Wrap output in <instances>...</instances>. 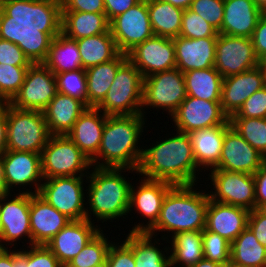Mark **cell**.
Wrapping results in <instances>:
<instances>
[{"label": "cell", "mask_w": 266, "mask_h": 267, "mask_svg": "<svg viewBox=\"0 0 266 267\" xmlns=\"http://www.w3.org/2000/svg\"><path fill=\"white\" fill-rule=\"evenodd\" d=\"M177 134L165 140L156 141L143 149L138 174L142 178L164 180L174 185L197 184L200 171L193 156V149L187 133Z\"/></svg>", "instance_id": "6da1fadb"}, {"label": "cell", "mask_w": 266, "mask_h": 267, "mask_svg": "<svg viewBox=\"0 0 266 267\" xmlns=\"http://www.w3.org/2000/svg\"><path fill=\"white\" fill-rule=\"evenodd\" d=\"M145 119L142 114L107 116L100 148L90 160L92 167L138 170L143 155L138 142Z\"/></svg>", "instance_id": "7a4b0ae2"}, {"label": "cell", "mask_w": 266, "mask_h": 267, "mask_svg": "<svg viewBox=\"0 0 266 267\" xmlns=\"http://www.w3.org/2000/svg\"><path fill=\"white\" fill-rule=\"evenodd\" d=\"M86 176L88 190L85 202L90 207H86V219L92 221V214L97 221L106 222L114 220L129 213L130 190L132 183L126 180L122 172L126 171L138 173L137 170L129 168H97L93 167ZM124 170V171H123ZM89 208V209H88ZM92 212V213H91ZM124 215V216H123Z\"/></svg>", "instance_id": "3957f363"}, {"label": "cell", "mask_w": 266, "mask_h": 267, "mask_svg": "<svg viewBox=\"0 0 266 267\" xmlns=\"http://www.w3.org/2000/svg\"><path fill=\"white\" fill-rule=\"evenodd\" d=\"M192 185H174L164 197L160 216L156 224L147 232L156 236L164 231L174 236L187 231H203L206 227V211L209 204L208 193L194 190Z\"/></svg>", "instance_id": "277c9868"}, {"label": "cell", "mask_w": 266, "mask_h": 267, "mask_svg": "<svg viewBox=\"0 0 266 267\" xmlns=\"http://www.w3.org/2000/svg\"><path fill=\"white\" fill-rule=\"evenodd\" d=\"M39 17L0 20V64L31 66L38 59Z\"/></svg>", "instance_id": "5b68a950"}, {"label": "cell", "mask_w": 266, "mask_h": 267, "mask_svg": "<svg viewBox=\"0 0 266 267\" xmlns=\"http://www.w3.org/2000/svg\"><path fill=\"white\" fill-rule=\"evenodd\" d=\"M144 77L136 66L127 59L117 70L114 81L104 100L96 107L107 116H145L143 103Z\"/></svg>", "instance_id": "8992f818"}, {"label": "cell", "mask_w": 266, "mask_h": 267, "mask_svg": "<svg viewBox=\"0 0 266 267\" xmlns=\"http://www.w3.org/2000/svg\"><path fill=\"white\" fill-rule=\"evenodd\" d=\"M38 59L53 74L83 69L76 40L63 34L45 15L39 17Z\"/></svg>", "instance_id": "52a82bcc"}, {"label": "cell", "mask_w": 266, "mask_h": 267, "mask_svg": "<svg viewBox=\"0 0 266 267\" xmlns=\"http://www.w3.org/2000/svg\"><path fill=\"white\" fill-rule=\"evenodd\" d=\"M6 149L41 154L51 136L43 111L20 110L6 103Z\"/></svg>", "instance_id": "ba28073f"}, {"label": "cell", "mask_w": 266, "mask_h": 267, "mask_svg": "<svg viewBox=\"0 0 266 267\" xmlns=\"http://www.w3.org/2000/svg\"><path fill=\"white\" fill-rule=\"evenodd\" d=\"M40 155L43 178L88 176L92 168L90 159L67 135H51Z\"/></svg>", "instance_id": "9c48e42d"}, {"label": "cell", "mask_w": 266, "mask_h": 267, "mask_svg": "<svg viewBox=\"0 0 266 267\" xmlns=\"http://www.w3.org/2000/svg\"><path fill=\"white\" fill-rule=\"evenodd\" d=\"M85 176L44 178L39 195L71 220L86 219Z\"/></svg>", "instance_id": "30bf717a"}, {"label": "cell", "mask_w": 266, "mask_h": 267, "mask_svg": "<svg viewBox=\"0 0 266 267\" xmlns=\"http://www.w3.org/2000/svg\"><path fill=\"white\" fill-rule=\"evenodd\" d=\"M186 97L184 73L178 68L144 78L142 108H160L172 116Z\"/></svg>", "instance_id": "8fae6325"}, {"label": "cell", "mask_w": 266, "mask_h": 267, "mask_svg": "<svg viewBox=\"0 0 266 267\" xmlns=\"http://www.w3.org/2000/svg\"><path fill=\"white\" fill-rule=\"evenodd\" d=\"M57 93L55 74L37 59L28 68L24 83L8 104L20 110L43 111Z\"/></svg>", "instance_id": "7c38bea8"}, {"label": "cell", "mask_w": 266, "mask_h": 267, "mask_svg": "<svg viewBox=\"0 0 266 267\" xmlns=\"http://www.w3.org/2000/svg\"><path fill=\"white\" fill-rule=\"evenodd\" d=\"M210 177L213 190L208 192L213 201L244 208H256L254 176L243 172H229L212 169Z\"/></svg>", "instance_id": "4fadbf2b"}, {"label": "cell", "mask_w": 266, "mask_h": 267, "mask_svg": "<svg viewBox=\"0 0 266 267\" xmlns=\"http://www.w3.org/2000/svg\"><path fill=\"white\" fill-rule=\"evenodd\" d=\"M19 192L13 199L11 193L0 197V215L2 230L0 235V248L15 246L14 242H17L22 237L29 238V246H32V234L30 227V194H33L32 189ZM13 243V244H12Z\"/></svg>", "instance_id": "5bb4252c"}, {"label": "cell", "mask_w": 266, "mask_h": 267, "mask_svg": "<svg viewBox=\"0 0 266 267\" xmlns=\"http://www.w3.org/2000/svg\"><path fill=\"white\" fill-rule=\"evenodd\" d=\"M117 47L121 53L127 54L137 44L154 36L147 0H141L126 12L116 16L109 26Z\"/></svg>", "instance_id": "9a60e30c"}, {"label": "cell", "mask_w": 266, "mask_h": 267, "mask_svg": "<svg viewBox=\"0 0 266 267\" xmlns=\"http://www.w3.org/2000/svg\"><path fill=\"white\" fill-rule=\"evenodd\" d=\"M260 65L251 38L219 33L216 40L215 69L223 78Z\"/></svg>", "instance_id": "2e32d148"}, {"label": "cell", "mask_w": 266, "mask_h": 267, "mask_svg": "<svg viewBox=\"0 0 266 267\" xmlns=\"http://www.w3.org/2000/svg\"><path fill=\"white\" fill-rule=\"evenodd\" d=\"M171 117L176 131L187 134L197 129L230 125L221 101H208L192 96H187Z\"/></svg>", "instance_id": "e0dca14e"}, {"label": "cell", "mask_w": 266, "mask_h": 267, "mask_svg": "<svg viewBox=\"0 0 266 267\" xmlns=\"http://www.w3.org/2000/svg\"><path fill=\"white\" fill-rule=\"evenodd\" d=\"M139 185L136 189L134 184L131 186L129 211L131 212L134 207V210L138 211L141 216L148 218V222L134 225L132 230H129L130 233H147L156 224L164 197L174 186L164 180L147 178H143Z\"/></svg>", "instance_id": "ac0fdd59"}, {"label": "cell", "mask_w": 266, "mask_h": 267, "mask_svg": "<svg viewBox=\"0 0 266 267\" xmlns=\"http://www.w3.org/2000/svg\"><path fill=\"white\" fill-rule=\"evenodd\" d=\"M128 59L143 77L176 68L173 38L153 36L127 53Z\"/></svg>", "instance_id": "d6986e66"}, {"label": "cell", "mask_w": 266, "mask_h": 267, "mask_svg": "<svg viewBox=\"0 0 266 267\" xmlns=\"http://www.w3.org/2000/svg\"><path fill=\"white\" fill-rule=\"evenodd\" d=\"M265 162L266 158L230 126L225 131L220 161L214 169L253 175Z\"/></svg>", "instance_id": "ffe728a7"}, {"label": "cell", "mask_w": 266, "mask_h": 267, "mask_svg": "<svg viewBox=\"0 0 266 267\" xmlns=\"http://www.w3.org/2000/svg\"><path fill=\"white\" fill-rule=\"evenodd\" d=\"M7 188L35 186L33 194H38L44 180L41 170V155L34 152L7 150L1 157Z\"/></svg>", "instance_id": "44dd1931"}, {"label": "cell", "mask_w": 266, "mask_h": 267, "mask_svg": "<svg viewBox=\"0 0 266 267\" xmlns=\"http://www.w3.org/2000/svg\"><path fill=\"white\" fill-rule=\"evenodd\" d=\"M100 230L87 219L72 220L45 245L65 267Z\"/></svg>", "instance_id": "7402d4cb"}, {"label": "cell", "mask_w": 266, "mask_h": 267, "mask_svg": "<svg viewBox=\"0 0 266 267\" xmlns=\"http://www.w3.org/2000/svg\"><path fill=\"white\" fill-rule=\"evenodd\" d=\"M44 15L63 34L75 40L106 33L110 26L105 13L45 11Z\"/></svg>", "instance_id": "603a6c76"}, {"label": "cell", "mask_w": 266, "mask_h": 267, "mask_svg": "<svg viewBox=\"0 0 266 267\" xmlns=\"http://www.w3.org/2000/svg\"><path fill=\"white\" fill-rule=\"evenodd\" d=\"M265 86V74L258 65L255 68L223 79L221 107L230 118L238 112L246 99Z\"/></svg>", "instance_id": "cb8c5ba5"}, {"label": "cell", "mask_w": 266, "mask_h": 267, "mask_svg": "<svg viewBox=\"0 0 266 267\" xmlns=\"http://www.w3.org/2000/svg\"><path fill=\"white\" fill-rule=\"evenodd\" d=\"M32 245H45L70 221L39 194H30Z\"/></svg>", "instance_id": "d4e9b609"}, {"label": "cell", "mask_w": 266, "mask_h": 267, "mask_svg": "<svg viewBox=\"0 0 266 267\" xmlns=\"http://www.w3.org/2000/svg\"><path fill=\"white\" fill-rule=\"evenodd\" d=\"M217 37L198 39L178 36L173 38L176 68L185 73L190 70L214 67Z\"/></svg>", "instance_id": "484cf974"}, {"label": "cell", "mask_w": 266, "mask_h": 267, "mask_svg": "<svg viewBox=\"0 0 266 267\" xmlns=\"http://www.w3.org/2000/svg\"><path fill=\"white\" fill-rule=\"evenodd\" d=\"M248 210L213 201L209 198L206 211V229L233 242L247 227Z\"/></svg>", "instance_id": "4316f807"}, {"label": "cell", "mask_w": 266, "mask_h": 267, "mask_svg": "<svg viewBox=\"0 0 266 267\" xmlns=\"http://www.w3.org/2000/svg\"><path fill=\"white\" fill-rule=\"evenodd\" d=\"M263 12L254 0H224V16L218 33L251 38Z\"/></svg>", "instance_id": "83f0119b"}, {"label": "cell", "mask_w": 266, "mask_h": 267, "mask_svg": "<svg viewBox=\"0 0 266 267\" xmlns=\"http://www.w3.org/2000/svg\"><path fill=\"white\" fill-rule=\"evenodd\" d=\"M106 118L98 108L87 107L67 134L90 160L100 148Z\"/></svg>", "instance_id": "f1b7e54d"}, {"label": "cell", "mask_w": 266, "mask_h": 267, "mask_svg": "<svg viewBox=\"0 0 266 267\" xmlns=\"http://www.w3.org/2000/svg\"><path fill=\"white\" fill-rule=\"evenodd\" d=\"M86 108L81 100L58 92L43 110L50 135H67Z\"/></svg>", "instance_id": "f546056e"}, {"label": "cell", "mask_w": 266, "mask_h": 267, "mask_svg": "<svg viewBox=\"0 0 266 267\" xmlns=\"http://www.w3.org/2000/svg\"><path fill=\"white\" fill-rule=\"evenodd\" d=\"M230 126L219 125L197 129L188 133L193 149V156L199 169L209 170L208 168L211 167L210 169L212 170L218 165L223 147L224 134Z\"/></svg>", "instance_id": "4dcf8cb0"}, {"label": "cell", "mask_w": 266, "mask_h": 267, "mask_svg": "<svg viewBox=\"0 0 266 267\" xmlns=\"http://www.w3.org/2000/svg\"><path fill=\"white\" fill-rule=\"evenodd\" d=\"M128 59L120 53L115 59L86 69L87 107H97L112 85L118 68Z\"/></svg>", "instance_id": "1f68e13d"}, {"label": "cell", "mask_w": 266, "mask_h": 267, "mask_svg": "<svg viewBox=\"0 0 266 267\" xmlns=\"http://www.w3.org/2000/svg\"><path fill=\"white\" fill-rule=\"evenodd\" d=\"M84 70L115 59L121 52L110 29L103 34L76 40Z\"/></svg>", "instance_id": "d6a6232c"}, {"label": "cell", "mask_w": 266, "mask_h": 267, "mask_svg": "<svg viewBox=\"0 0 266 267\" xmlns=\"http://www.w3.org/2000/svg\"><path fill=\"white\" fill-rule=\"evenodd\" d=\"M125 242L132 248L135 267H171L170 252L165 246L166 252H162L156 244L160 245L153 236L147 233H128ZM161 250V251H160ZM168 251V252H167ZM168 255V256H167Z\"/></svg>", "instance_id": "836d02e7"}, {"label": "cell", "mask_w": 266, "mask_h": 267, "mask_svg": "<svg viewBox=\"0 0 266 267\" xmlns=\"http://www.w3.org/2000/svg\"><path fill=\"white\" fill-rule=\"evenodd\" d=\"M147 7L154 36L175 38L180 35L183 9L163 0H147Z\"/></svg>", "instance_id": "e575fe53"}, {"label": "cell", "mask_w": 266, "mask_h": 267, "mask_svg": "<svg viewBox=\"0 0 266 267\" xmlns=\"http://www.w3.org/2000/svg\"><path fill=\"white\" fill-rule=\"evenodd\" d=\"M223 79L215 67L187 71L184 73L187 96L221 101Z\"/></svg>", "instance_id": "d590c367"}, {"label": "cell", "mask_w": 266, "mask_h": 267, "mask_svg": "<svg viewBox=\"0 0 266 267\" xmlns=\"http://www.w3.org/2000/svg\"><path fill=\"white\" fill-rule=\"evenodd\" d=\"M171 267H191L204 258L202 231H187L170 236ZM172 247V248H171Z\"/></svg>", "instance_id": "8d00e7d4"}, {"label": "cell", "mask_w": 266, "mask_h": 267, "mask_svg": "<svg viewBox=\"0 0 266 267\" xmlns=\"http://www.w3.org/2000/svg\"><path fill=\"white\" fill-rule=\"evenodd\" d=\"M230 260L243 267H266V247L246 227L231 243Z\"/></svg>", "instance_id": "74e56055"}, {"label": "cell", "mask_w": 266, "mask_h": 267, "mask_svg": "<svg viewBox=\"0 0 266 267\" xmlns=\"http://www.w3.org/2000/svg\"><path fill=\"white\" fill-rule=\"evenodd\" d=\"M112 243L105 237L103 230H100L65 267L106 265L108 250Z\"/></svg>", "instance_id": "f35d334b"}, {"label": "cell", "mask_w": 266, "mask_h": 267, "mask_svg": "<svg viewBox=\"0 0 266 267\" xmlns=\"http://www.w3.org/2000/svg\"><path fill=\"white\" fill-rule=\"evenodd\" d=\"M230 125L266 158V118L230 117Z\"/></svg>", "instance_id": "ab89813d"}, {"label": "cell", "mask_w": 266, "mask_h": 267, "mask_svg": "<svg viewBox=\"0 0 266 267\" xmlns=\"http://www.w3.org/2000/svg\"><path fill=\"white\" fill-rule=\"evenodd\" d=\"M29 67L0 64V104L9 103L14 98Z\"/></svg>", "instance_id": "60d3db41"}, {"label": "cell", "mask_w": 266, "mask_h": 267, "mask_svg": "<svg viewBox=\"0 0 266 267\" xmlns=\"http://www.w3.org/2000/svg\"><path fill=\"white\" fill-rule=\"evenodd\" d=\"M58 92L81 100L87 106L86 71L73 70L55 74Z\"/></svg>", "instance_id": "b9f144b4"}, {"label": "cell", "mask_w": 266, "mask_h": 267, "mask_svg": "<svg viewBox=\"0 0 266 267\" xmlns=\"http://www.w3.org/2000/svg\"><path fill=\"white\" fill-rule=\"evenodd\" d=\"M203 254L204 258L226 264L231 258V242L217 233L202 231Z\"/></svg>", "instance_id": "7bdbcfd3"}, {"label": "cell", "mask_w": 266, "mask_h": 267, "mask_svg": "<svg viewBox=\"0 0 266 267\" xmlns=\"http://www.w3.org/2000/svg\"><path fill=\"white\" fill-rule=\"evenodd\" d=\"M218 31L190 8L184 10L180 35L185 38L198 39L218 37Z\"/></svg>", "instance_id": "ee69618b"}, {"label": "cell", "mask_w": 266, "mask_h": 267, "mask_svg": "<svg viewBox=\"0 0 266 267\" xmlns=\"http://www.w3.org/2000/svg\"><path fill=\"white\" fill-rule=\"evenodd\" d=\"M44 12L32 0H0V20L31 19Z\"/></svg>", "instance_id": "f6af8a7d"}, {"label": "cell", "mask_w": 266, "mask_h": 267, "mask_svg": "<svg viewBox=\"0 0 266 267\" xmlns=\"http://www.w3.org/2000/svg\"><path fill=\"white\" fill-rule=\"evenodd\" d=\"M190 9L219 32L224 16V0H193Z\"/></svg>", "instance_id": "bcb514c9"}, {"label": "cell", "mask_w": 266, "mask_h": 267, "mask_svg": "<svg viewBox=\"0 0 266 267\" xmlns=\"http://www.w3.org/2000/svg\"><path fill=\"white\" fill-rule=\"evenodd\" d=\"M231 117L266 118V86L250 95Z\"/></svg>", "instance_id": "7dc6e473"}, {"label": "cell", "mask_w": 266, "mask_h": 267, "mask_svg": "<svg viewBox=\"0 0 266 267\" xmlns=\"http://www.w3.org/2000/svg\"><path fill=\"white\" fill-rule=\"evenodd\" d=\"M46 11L105 13L104 0H55Z\"/></svg>", "instance_id": "c3c4849f"}, {"label": "cell", "mask_w": 266, "mask_h": 267, "mask_svg": "<svg viewBox=\"0 0 266 267\" xmlns=\"http://www.w3.org/2000/svg\"><path fill=\"white\" fill-rule=\"evenodd\" d=\"M26 267H64L46 245L28 246Z\"/></svg>", "instance_id": "681fc988"}, {"label": "cell", "mask_w": 266, "mask_h": 267, "mask_svg": "<svg viewBox=\"0 0 266 267\" xmlns=\"http://www.w3.org/2000/svg\"><path fill=\"white\" fill-rule=\"evenodd\" d=\"M106 267H135L132 248L123 240L120 245L113 242L108 250Z\"/></svg>", "instance_id": "f907efd6"}, {"label": "cell", "mask_w": 266, "mask_h": 267, "mask_svg": "<svg viewBox=\"0 0 266 267\" xmlns=\"http://www.w3.org/2000/svg\"><path fill=\"white\" fill-rule=\"evenodd\" d=\"M255 54L259 61L266 59V14H263L254 29L251 37Z\"/></svg>", "instance_id": "816d5d0a"}, {"label": "cell", "mask_w": 266, "mask_h": 267, "mask_svg": "<svg viewBox=\"0 0 266 267\" xmlns=\"http://www.w3.org/2000/svg\"><path fill=\"white\" fill-rule=\"evenodd\" d=\"M247 227L253 232L260 244L266 247V216L257 208L249 212Z\"/></svg>", "instance_id": "f5cc1de1"}, {"label": "cell", "mask_w": 266, "mask_h": 267, "mask_svg": "<svg viewBox=\"0 0 266 267\" xmlns=\"http://www.w3.org/2000/svg\"><path fill=\"white\" fill-rule=\"evenodd\" d=\"M141 0H104L105 14L110 22L116 16L126 12Z\"/></svg>", "instance_id": "db71d44e"}, {"label": "cell", "mask_w": 266, "mask_h": 267, "mask_svg": "<svg viewBox=\"0 0 266 267\" xmlns=\"http://www.w3.org/2000/svg\"><path fill=\"white\" fill-rule=\"evenodd\" d=\"M256 208L266 202V162L254 174Z\"/></svg>", "instance_id": "11a10c76"}, {"label": "cell", "mask_w": 266, "mask_h": 267, "mask_svg": "<svg viewBox=\"0 0 266 267\" xmlns=\"http://www.w3.org/2000/svg\"><path fill=\"white\" fill-rule=\"evenodd\" d=\"M6 103L0 104V157L7 151L6 149Z\"/></svg>", "instance_id": "9f6ffc18"}, {"label": "cell", "mask_w": 266, "mask_h": 267, "mask_svg": "<svg viewBox=\"0 0 266 267\" xmlns=\"http://www.w3.org/2000/svg\"><path fill=\"white\" fill-rule=\"evenodd\" d=\"M0 267H16L15 251L8 248H0Z\"/></svg>", "instance_id": "6f0895ef"}, {"label": "cell", "mask_w": 266, "mask_h": 267, "mask_svg": "<svg viewBox=\"0 0 266 267\" xmlns=\"http://www.w3.org/2000/svg\"><path fill=\"white\" fill-rule=\"evenodd\" d=\"M10 194L8 188H7V183L5 180V173H4V167L3 163L0 158V197Z\"/></svg>", "instance_id": "680465c9"}, {"label": "cell", "mask_w": 266, "mask_h": 267, "mask_svg": "<svg viewBox=\"0 0 266 267\" xmlns=\"http://www.w3.org/2000/svg\"><path fill=\"white\" fill-rule=\"evenodd\" d=\"M15 265L16 267H26V250L19 251L15 249Z\"/></svg>", "instance_id": "91938a15"}, {"label": "cell", "mask_w": 266, "mask_h": 267, "mask_svg": "<svg viewBox=\"0 0 266 267\" xmlns=\"http://www.w3.org/2000/svg\"><path fill=\"white\" fill-rule=\"evenodd\" d=\"M163 1L169 2L174 7L186 10L190 8L193 0H163Z\"/></svg>", "instance_id": "94428289"}, {"label": "cell", "mask_w": 266, "mask_h": 267, "mask_svg": "<svg viewBox=\"0 0 266 267\" xmlns=\"http://www.w3.org/2000/svg\"><path fill=\"white\" fill-rule=\"evenodd\" d=\"M221 266H222V264H220L218 262L203 258L191 267H221Z\"/></svg>", "instance_id": "6125c7cd"}, {"label": "cell", "mask_w": 266, "mask_h": 267, "mask_svg": "<svg viewBox=\"0 0 266 267\" xmlns=\"http://www.w3.org/2000/svg\"><path fill=\"white\" fill-rule=\"evenodd\" d=\"M43 12H45L55 0H32Z\"/></svg>", "instance_id": "be15d7a7"}, {"label": "cell", "mask_w": 266, "mask_h": 267, "mask_svg": "<svg viewBox=\"0 0 266 267\" xmlns=\"http://www.w3.org/2000/svg\"><path fill=\"white\" fill-rule=\"evenodd\" d=\"M254 2L263 14H266V0H254Z\"/></svg>", "instance_id": "e7e4bbea"}, {"label": "cell", "mask_w": 266, "mask_h": 267, "mask_svg": "<svg viewBox=\"0 0 266 267\" xmlns=\"http://www.w3.org/2000/svg\"><path fill=\"white\" fill-rule=\"evenodd\" d=\"M221 267H243L241 265H237L235 263H233L231 260L229 262H227L226 264H222Z\"/></svg>", "instance_id": "03108f58"}, {"label": "cell", "mask_w": 266, "mask_h": 267, "mask_svg": "<svg viewBox=\"0 0 266 267\" xmlns=\"http://www.w3.org/2000/svg\"><path fill=\"white\" fill-rule=\"evenodd\" d=\"M263 215L266 216V202L261 204L258 208H257Z\"/></svg>", "instance_id": "003e7915"}, {"label": "cell", "mask_w": 266, "mask_h": 267, "mask_svg": "<svg viewBox=\"0 0 266 267\" xmlns=\"http://www.w3.org/2000/svg\"><path fill=\"white\" fill-rule=\"evenodd\" d=\"M265 74V86H266V66H261Z\"/></svg>", "instance_id": "a7ac6f4b"}, {"label": "cell", "mask_w": 266, "mask_h": 267, "mask_svg": "<svg viewBox=\"0 0 266 267\" xmlns=\"http://www.w3.org/2000/svg\"><path fill=\"white\" fill-rule=\"evenodd\" d=\"M260 65H261V66H266V59H265L264 61H261V62H260Z\"/></svg>", "instance_id": "89a4df30"}, {"label": "cell", "mask_w": 266, "mask_h": 267, "mask_svg": "<svg viewBox=\"0 0 266 267\" xmlns=\"http://www.w3.org/2000/svg\"><path fill=\"white\" fill-rule=\"evenodd\" d=\"M1 230H2V223H1V215H0V235H1Z\"/></svg>", "instance_id": "2644e50d"}, {"label": "cell", "mask_w": 266, "mask_h": 267, "mask_svg": "<svg viewBox=\"0 0 266 267\" xmlns=\"http://www.w3.org/2000/svg\"><path fill=\"white\" fill-rule=\"evenodd\" d=\"M93 267H106V265H96V266H93Z\"/></svg>", "instance_id": "8c879c8a"}]
</instances>
